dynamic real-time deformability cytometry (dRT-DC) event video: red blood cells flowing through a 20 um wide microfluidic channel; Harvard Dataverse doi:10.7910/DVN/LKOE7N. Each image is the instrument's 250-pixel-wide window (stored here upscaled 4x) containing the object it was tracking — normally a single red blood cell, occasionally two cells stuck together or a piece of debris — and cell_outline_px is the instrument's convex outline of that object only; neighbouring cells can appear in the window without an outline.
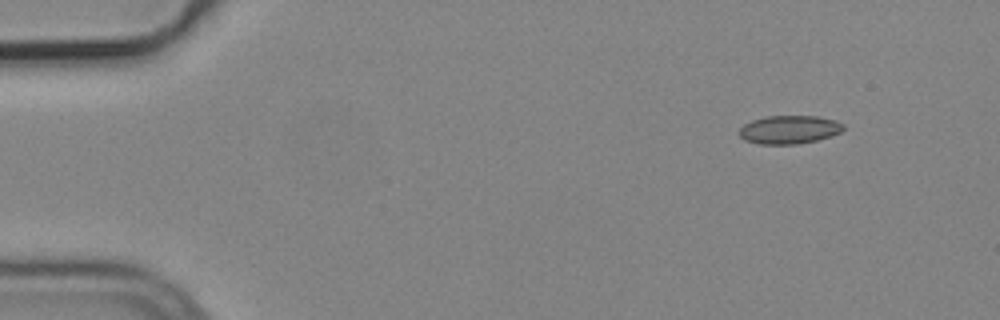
{"species": "common noctule bat (a hibernating species)", "species_latin": "Nyctalus noctula", "temperature_condition": "cold", "stored_images_in_passage": 4, "camera_frame_rate_fps": 3000, "um_per_image_px": 0.085, "animal": {"sex": "male", "body_mass_g": 19.2, "forearm_length_mm": 51.8}, "frame": {"image": 1, "passage_image": 1, "time_ms": 0.0, "image_size_px": [1000, 320], "cell_outline_px": [[844, 128], [840, 132], [816, 140], [796, 144], [760, 144], [744, 140], [740, 136], [740, 128], [744, 124], [752, 120], [764, 116], [816, 116], [836, 120], [844, 124]], "centroid_in_image_um": [67.07, 11.01], "position_along_channel_um": 17.9, "area_um2": 17.11}}
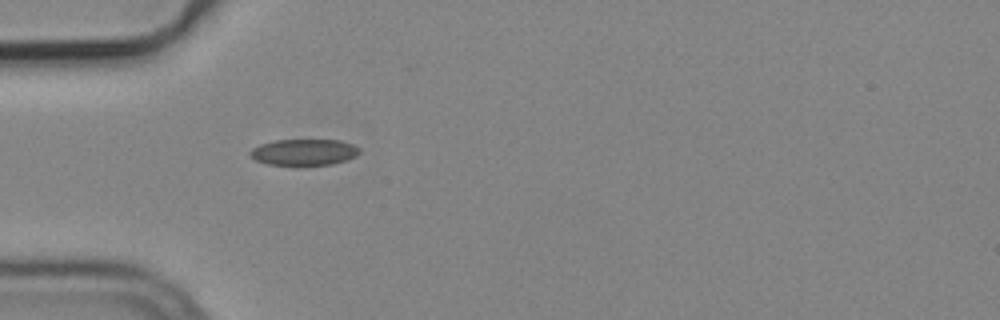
{"frame": {"image": 2, "passage_image": 4, "time_ms": 1.0, "image_size_px": [1000, 320], "cell_outline_px": [[360, 152], [356, 156], [348, 160], [332, 164], [268, 164], [256, 160], [248, 152], [252, 148], [260, 144], [276, 140], [340, 140], [352, 144], [360, 148]], "centroid_in_image_um": [25.87, 12.92], "position_along_channel_um": 59.1, "area_um2": 16.53}}